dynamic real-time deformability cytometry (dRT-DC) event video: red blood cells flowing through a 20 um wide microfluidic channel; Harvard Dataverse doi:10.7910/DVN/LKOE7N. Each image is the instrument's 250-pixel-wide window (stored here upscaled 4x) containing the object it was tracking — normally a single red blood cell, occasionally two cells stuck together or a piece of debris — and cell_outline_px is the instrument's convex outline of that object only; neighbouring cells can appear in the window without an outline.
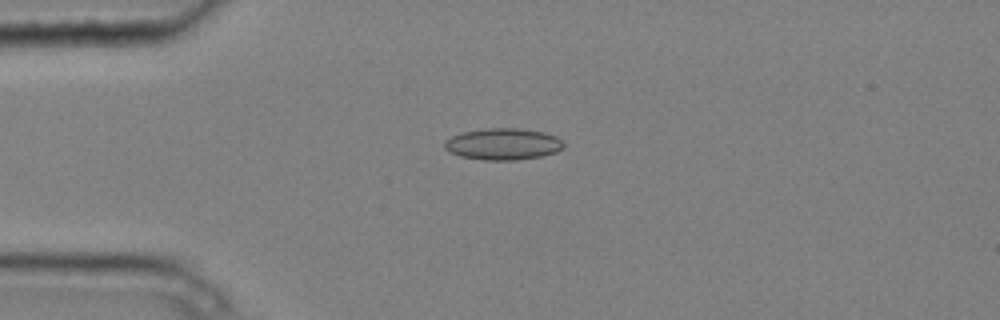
{"species": "common noctule bat (a hibernating species)", "species_latin": "Nyctalus noctula", "temperature_condition": "cold", "stored_images_in_passage": 4, "camera_frame_rate_fps": 3000, "um_per_image_px": 0.085, "animal": {"sex": "male", "body_mass_g": 20.4}, "frame": {"image": 1, "passage_image": 1, "time_ms": 0.0, "image_size_px": [1000, 320], "cell_outline_px": [[564, 148], [556, 152], [540, 156], [516, 160], [484, 160], [460, 156], [448, 152], [444, 148], [444, 140], [460, 132], [484, 128], [516, 128], [544, 132], [556, 136], [564, 140]], "centroid_in_image_um": [42.74, 12.24], "position_along_channel_um": 42.3, "area_um2": 22.2}}
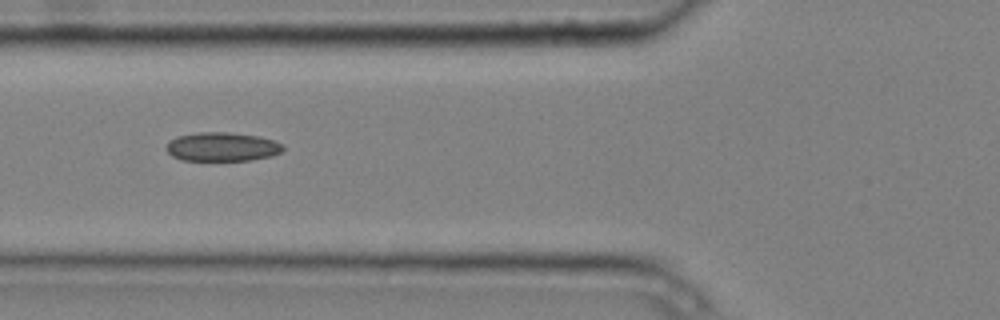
{"frame": {"image": 2, "passage_image": 3, "time_ms": 0.667, "image_size_px": [1000, 320], "cell_outline_px": [[284, 148], [280, 152], [272, 156], [252, 160], [180, 160], [172, 156], [164, 148], [168, 140], [176, 136], [200, 132], [228, 132], [260, 136], [284, 144]], "centroid_in_image_um": [18.85, 12.47], "position_along_channel_um": 106.9, "area_um2": 19.88}}
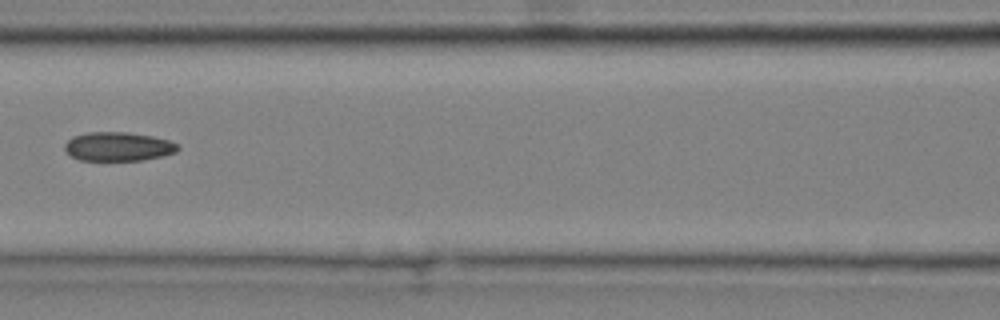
{"frame": {"image": 3, "passage_image": 4, "time_ms": 1.0, "image_size_px": [1000, 320], "cell_outline_px": [[180, 148], [176, 152], [160, 156], [140, 160], [80, 160], [72, 156], [64, 148], [64, 144], [72, 136], [88, 132], [128, 132], [152, 136], [168, 140], [180, 144]], "centroid_in_image_um": [10.05, 12.44], "position_along_channel_um": 156.5, "area_um2": 19.02}}